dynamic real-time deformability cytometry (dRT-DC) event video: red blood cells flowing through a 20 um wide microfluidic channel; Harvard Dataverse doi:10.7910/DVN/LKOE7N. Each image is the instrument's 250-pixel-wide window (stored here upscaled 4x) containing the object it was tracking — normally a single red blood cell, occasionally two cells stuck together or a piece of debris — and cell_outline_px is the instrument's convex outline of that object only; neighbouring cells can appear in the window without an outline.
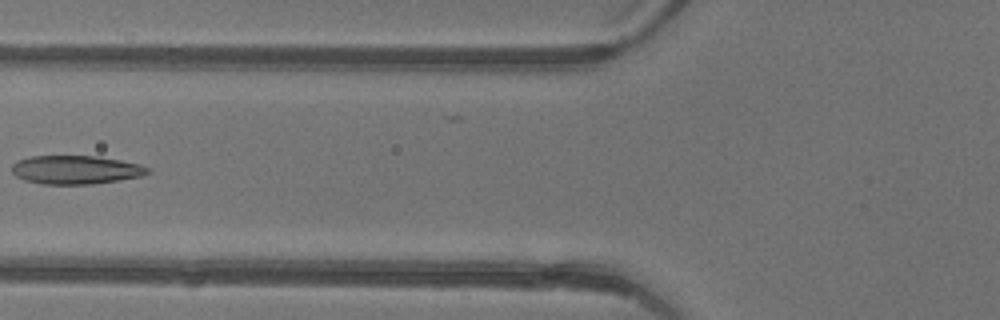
{"species": "common noctule bat (a hibernating species)", "species_latin": "Nyctalus noctula", "temperature_condition": "warm", "stored_images_in_passage": 3, "camera_frame_rate_fps": 3000, "um_per_image_px": 0.085, "animal": {"sex": "female"}, "frame": {"image": 1, "passage_image": 3, "time_ms": 0.667, "image_size_px": [1000, 320], "cell_outline_px": [[152, 172], [140, 176], [120, 180], [92, 184], [44, 184], [24, 180], [16, 176], [12, 172], [12, 164], [16, 160], [32, 156], [96, 156], [120, 160], [140, 164], [148, 168]], "centroid_in_image_um": [6.43, 14.43], "position_along_channel_um": 119.4, "area_um2": 22.66}}